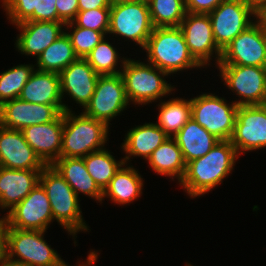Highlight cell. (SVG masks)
Instances as JSON below:
<instances>
[{
  "label": "cell",
  "instance_id": "6da1fadb",
  "mask_svg": "<svg viewBox=\"0 0 266 266\" xmlns=\"http://www.w3.org/2000/svg\"><path fill=\"white\" fill-rule=\"evenodd\" d=\"M239 155L230 140H220L205 155L186 164V171L179 185L190 198L204 195L229 176Z\"/></svg>",
  "mask_w": 266,
  "mask_h": 266
},
{
  "label": "cell",
  "instance_id": "7a4b0ae2",
  "mask_svg": "<svg viewBox=\"0 0 266 266\" xmlns=\"http://www.w3.org/2000/svg\"><path fill=\"white\" fill-rule=\"evenodd\" d=\"M143 51L147 63L168 75L202 67L190 54L180 27H154Z\"/></svg>",
  "mask_w": 266,
  "mask_h": 266
},
{
  "label": "cell",
  "instance_id": "3957f363",
  "mask_svg": "<svg viewBox=\"0 0 266 266\" xmlns=\"http://www.w3.org/2000/svg\"><path fill=\"white\" fill-rule=\"evenodd\" d=\"M39 183L47 193L53 220L72 235L74 240L77 233L89 230L82 217L80 198L52 165H46L42 169Z\"/></svg>",
  "mask_w": 266,
  "mask_h": 266
},
{
  "label": "cell",
  "instance_id": "277c9868",
  "mask_svg": "<svg viewBox=\"0 0 266 266\" xmlns=\"http://www.w3.org/2000/svg\"><path fill=\"white\" fill-rule=\"evenodd\" d=\"M109 126L85 115L64 112L62 146L60 157L82 158L89 153L104 149L110 131Z\"/></svg>",
  "mask_w": 266,
  "mask_h": 266
},
{
  "label": "cell",
  "instance_id": "5b68a950",
  "mask_svg": "<svg viewBox=\"0 0 266 266\" xmlns=\"http://www.w3.org/2000/svg\"><path fill=\"white\" fill-rule=\"evenodd\" d=\"M126 97L132 104L147 105L171 95L174 85L165 80L166 72L149 63L128 58L121 69ZM171 93V94H170Z\"/></svg>",
  "mask_w": 266,
  "mask_h": 266
},
{
  "label": "cell",
  "instance_id": "8992f818",
  "mask_svg": "<svg viewBox=\"0 0 266 266\" xmlns=\"http://www.w3.org/2000/svg\"><path fill=\"white\" fill-rule=\"evenodd\" d=\"M45 232L6 227V257L27 266H57L63 259L44 240Z\"/></svg>",
  "mask_w": 266,
  "mask_h": 266
},
{
  "label": "cell",
  "instance_id": "52a82bcc",
  "mask_svg": "<svg viewBox=\"0 0 266 266\" xmlns=\"http://www.w3.org/2000/svg\"><path fill=\"white\" fill-rule=\"evenodd\" d=\"M225 98L212 93H203L191 98V117L219 140H230L238 105L227 103Z\"/></svg>",
  "mask_w": 266,
  "mask_h": 266
},
{
  "label": "cell",
  "instance_id": "ba28073f",
  "mask_svg": "<svg viewBox=\"0 0 266 266\" xmlns=\"http://www.w3.org/2000/svg\"><path fill=\"white\" fill-rule=\"evenodd\" d=\"M208 15L216 45L222 51L256 21L259 10L249 0H225Z\"/></svg>",
  "mask_w": 266,
  "mask_h": 266
},
{
  "label": "cell",
  "instance_id": "9c48e42d",
  "mask_svg": "<svg viewBox=\"0 0 266 266\" xmlns=\"http://www.w3.org/2000/svg\"><path fill=\"white\" fill-rule=\"evenodd\" d=\"M153 29L147 2L134 1L110 7V35L131 40L143 50Z\"/></svg>",
  "mask_w": 266,
  "mask_h": 266
},
{
  "label": "cell",
  "instance_id": "30bf717a",
  "mask_svg": "<svg viewBox=\"0 0 266 266\" xmlns=\"http://www.w3.org/2000/svg\"><path fill=\"white\" fill-rule=\"evenodd\" d=\"M224 85L240 100L238 106L261 105L266 101V70L264 67L217 65Z\"/></svg>",
  "mask_w": 266,
  "mask_h": 266
},
{
  "label": "cell",
  "instance_id": "8fae6325",
  "mask_svg": "<svg viewBox=\"0 0 266 266\" xmlns=\"http://www.w3.org/2000/svg\"><path fill=\"white\" fill-rule=\"evenodd\" d=\"M266 59V27L258 17L223 50L217 65L264 67Z\"/></svg>",
  "mask_w": 266,
  "mask_h": 266
},
{
  "label": "cell",
  "instance_id": "7c38bea8",
  "mask_svg": "<svg viewBox=\"0 0 266 266\" xmlns=\"http://www.w3.org/2000/svg\"><path fill=\"white\" fill-rule=\"evenodd\" d=\"M128 105L122 75H100L90 102L82 110L85 115L109 126Z\"/></svg>",
  "mask_w": 266,
  "mask_h": 266
},
{
  "label": "cell",
  "instance_id": "4fadbf2b",
  "mask_svg": "<svg viewBox=\"0 0 266 266\" xmlns=\"http://www.w3.org/2000/svg\"><path fill=\"white\" fill-rule=\"evenodd\" d=\"M7 212L3 217L5 227L20 230L46 231L54 221L47 193L40 183Z\"/></svg>",
  "mask_w": 266,
  "mask_h": 266
},
{
  "label": "cell",
  "instance_id": "5bb4252c",
  "mask_svg": "<svg viewBox=\"0 0 266 266\" xmlns=\"http://www.w3.org/2000/svg\"><path fill=\"white\" fill-rule=\"evenodd\" d=\"M179 27L190 54L202 68L210 65L212 57L215 58L216 67L220 62L222 51L216 45L209 15L187 12Z\"/></svg>",
  "mask_w": 266,
  "mask_h": 266
},
{
  "label": "cell",
  "instance_id": "9a60e30c",
  "mask_svg": "<svg viewBox=\"0 0 266 266\" xmlns=\"http://www.w3.org/2000/svg\"><path fill=\"white\" fill-rule=\"evenodd\" d=\"M230 142L238 155L266 147V110L261 105L238 106Z\"/></svg>",
  "mask_w": 266,
  "mask_h": 266
},
{
  "label": "cell",
  "instance_id": "2e32d148",
  "mask_svg": "<svg viewBox=\"0 0 266 266\" xmlns=\"http://www.w3.org/2000/svg\"><path fill=\"white\" fill-rule=\"evenodd\" d=\"M64 112L63 105H46L22 101L19 98L4 102L0 110V125L16 130L54 121Z\"/></svg>",
  "mask_w": 266,
  "mask_h": 266
},
{
  "label": "cell",
  "instance_id": "e0dca14e",
  "mask_svg": "<svg viewBox=\"0 0 266 266\" xmlns=\"http://www.w3.org/2000/svg\"><path fill=\"white\" fill-rule=\"evenodd\" d=\"M0 166L9 169L42 170L46 165L25 141L21 130L0 125Z\"/></svg>",
  "mask_w": 266,
  "mask_h": 266
},
{
  "label": "cell",
  "instance_id": "ac0fdd59",
  "mask_svg": "<svg viewBox=\"0 0 266 266\" xmlns=\"http://www.w3.org/2000/svg\"><path fill=\"white\" fill-rule=\"evenodd\" d=\"M59 75L62 100L68 95L84 109L95 92L100 75L85 58H78Z\"/></svg>",
  "mask_w": 266,
  "mask_h": 266
},
{
  "label": "cell",
  "instance_id": "d6986e66",
  "mask_svg": "<svg viewBox=\"0 0 266 266\" xmlns=\"http://www.w3.org/2000/svg\"><path fill=\"white\" fill-rule=\"evenodd\" d=\"M15 26L20 31L14 44L18 52L36 58L65 32V24L57 21L26 20Z\"/></svg>",
  "mask_w": 266,
  "mask_h": 266
},
{
  "label": "cell",
  "instance_id": "ffe728a7",
  "mask_svg": "<svg viewBox=\"0 0 266 266\" xmlns=\"http://www.w3.org/2000/svg\"><path fill=\"white\" fill-rule=\"evenodd\" d=\"M64 112L54 121L25 127L22 131L25 141L45 165H52L60 158Z\"/></svg>",
  "mask_w": 266,
  "mask_h": 266
},
{
  "label": "cell",
  "instance_id": "44dd1931",
  "mask_svg": "<svg viewBox=\"0 0 266 266\" xmlns=\"http://www.w3.org/2000/svg\"><path fill=\"white\" fill-rule=\"evenodd\" d=\"M41 171L0 166V209L7 212L21 202L39 183Z\"/></svg>",
  "mask_w": 266,
  "mask_h": 266
},
{
  "label": "cell",
  "instance_id": "7402d4cb",
  "mask_svg": "<svg viewBox=\"0 0 266 266\" xmlns=\"http://www.w3.org/2000/svg\"><path fill=\"white\" fill-rule=\"evenodd\" d=\"M18 98L30 103L63 105L64 112L71 111L62 100L60 75L55 72L35 69Z\"/></svg>",
  "mask_w": 266,
  "mask_h": 266
},
{
  "label": "cell",
  "instance_id": "603a6c76",
  "mask_svg": "<svg viewBox=\"0 0 266 266\" xmlns=\"http://www.w3.org/2000/svg\"><path fill=\"white\" fill-rule=\"evenodd\" d=\"M167 138L168 136L164 130L153 122L144 123L129 129L121 146L126 155L122 158L124 163L127 164L131 156L143 157L147 161L152 152Z\"/></svg>",
  "mask_w": 266,
  "mask_h": 266
},
{
  "label": "cell",
  "instance_id": "cb8c5ba5",
  "mask_svg": "<svg viewBox=\"0 0 266 266\" xmlns=\"http://www.w3.org/2000/svg\"><path fill=\"white\" fill-rule=\"evenodd\" d=\"M52 166L59 172L79 197L82 193L93 200L103 203V191L87 171L83 158L60 157Z\"/></svg>",
  "mask_w": 266,
  "mask_h": 266
},
{
  "label": "cell",
  "instance_id": "d4e9b609",
  "mask_svg": "<svg viewBox=\"0 0 266 266\" xmlns=\"http://www.w3.org/2000/svg\"><path fill=\"white\" fill-rule=\"evenodd\" d=\"M173 138L182 151L186 164L205 156L220 141L192 117Z\"/></svg>",
  "mask_w": 266,
  "mask_h": 266
},
{
  "label": "cell",
  "instance_id": "484cf974",
  "mask_svg": "<svg viewBox=\"0 0 266 266\" xmlns=\"http://www.w3.org/2000/svg\"><path fill=\"white\" fill-rule=\"evenodd\" d=\"M125 166V167H124ZM144 180L132 165L123 164L103 191L105 197L119 205H127L141 196Z\"/></svg>",
  "mask_w": 266,
  "mask_h": 266
},
{
  "label": "cell",
  "instance_id": "4316f807",
  "mask_svg": "<svg viewBox=\"0 0 266 266\" xmlns=\"http://www.w3.org/2000/svg\"><path fill=\"white\" fill-rule=\"evenodd\" d=\"M152 171L159 175L174 178L178 183L183 179L186 163L176 140L168 137L147 159Z\"/></svg>",
  "mask_w": 266,
  "mask_h": 266
},
{
  "label": "cell",
  "instance_id": "83f0119b",
  "mask_svg": "<svg viewBox=\"0 0 266 266\" xmlns=\"http://www.w3.org/2000/svg\"><path fill=\"white\" fill-rule=\"evenodd\" d=\"M79 57L75 54L69 36L64 32L48 46L36 59V69L60 74Z\"/></svg>",
  "mask_w": 266,
  "mask_h": 266
},
{
  "label": "cell",
  "instance_id": "f1b7e54d",
  "mask_svg": "<svg viewBox=\"0 0 266 266\" xmlns=\"http://www.w3.org/2000/svg\"><path fill=\"white\" fill-rule=\"evenodd\" d=\"M159 114L156 124L164 130L168 137L173 138L191 118V99L172 98L160 100Z\"/></svg>",
  "mask_w": 266,
  "mask_h": 266
},
{
  "label": "cell",
  "instance_id": "f546056e",
  "mask_svg": "<svg viewBox=\"0 0 266 266\" xmlns=\"http://www.w3.org/2000/svg\"><path fill=\"white\" fill-rule=\"evenodd\" d=\"M90 176L98 187L104 191L119 168L125 164L123 159L117 161L106 148L82 157Z\"/></svg>",
  "mask_w": 266,
  "mask_h": 266
},
{
  "label": "cell",
  "instance_id": "4dcf8cb0",
  "mask_svg": "<svg viewBox=\"0 0 266 266\" xmlns=\"http://www.w3.org/2000/svg\"><path fill=\"white\" fill-rule=\"evenodd\" d=\"M119 56L117 49L104 37L85 59L99 75H117L121 74L120 69L123 68L128 59L126 57L121 59ZM118 61L121 63H118ZM118 64L121 66L119 69Z\"/></svg>",
  "mask_w": 266,
  "mask_h": 266
},
{
  "label": "cell",
  "instance_id": "1f68e13d",
  "mask_svg": "<svg viewBox=\"0 0 266 266\" xmlns=\"http://www.w3.org/2000/svg\"><path fill=\"white\" fill-rule=\"evenodd\" d=\"M154 27H179L186 15L185 0H149Z\"/></svg>",
  "mask_w": 266,
  "mask_h": 266
},
{
  "label": "cell",
  "instance_id": "d6a6232c",
  "mask_svg": "<svg viewBox=\"0 0 266 266\" xmlns=\"http://www.w3.org/2000/svg\"><path fill=\"white\" fill-rule=\"evenodd\" d=\"M35 65L19 64L0 73V105L19 97L22 88L35 70Z\"/></svg>",
  "mask_w": 266,
  "mask_h": 266
},
{
  "label": "cell",
  "instance_id": "836d02e7",
  "mask_svg": "<svg viewBox=\"0 0 266 266\" xmlns=\"http://www.w3.org/2000/svg\"><path fill=\"white\" fill-rule=\"evenodd\" d=\"M67 27V28H66ZM67 31L71 29L72 32H66L71 40L75 54L79 58H85L93 48L105 37L101 31H95L88 28H81L74 22L65 24Z\"/></svg>",
  "mask_w": 266,
  "mask_h": 266
},
{
  "label": "cell",
  "instance_id": "e575fe53",
  "mask_svg": "<svg viewBox=\"0 0 266 266\" xmlns=\"http://www.w3.org/2000/svg\"><path fill=\"white\" fill-rule=\"evenodd\" d=\"M109 20L110 8H97L78 12L73 22L81 28L101 31L106 36L109 31Z\"/></svg>",
  "mask_w": 266,
  "mask_h": 266
},
{
  "label": "cell",
  "instance_id": "d590c367",
  "mask_svg": "<svg viewBox=\"0 0 266 266\" xmlns=\"http://www.w3.org/2000/svg\"><path fill=\"white\" fill-rule=\"evenodd\" d=\"M28 21H57L56 0H32Z\"/></svg>",
  "mask_w": 266,
  "mask_h": 266
},
{
  "label": "cell",
  "instance_id": "8d00e7d4",
  "mask_svg": "<svg viewBox=\"0 0 266 266\" xmlns=\"http://www.w3.org/2000/svg\"><path fill=\"white\" fill-rule=\"evenodd\" d=\"M32 0H1L2 7L10 23L16 25L30 17V2Z\"/></svg>",
  "mask_w": 266,
  "mask_h": 266
},
{
  "label": "cell",
  "instance_id": "74e56055",
  "mask_svg": "<svg viewBox=\"0 0 266 266\" xmlns=\"http://www.w3.org/2000/svg\"><path fill=\"white\" fill-rule=\"evenodd\" d=\"M57 22H73L79 12L78 0H56Z\"/></svg>",
  "mask_w": 266,
  "mask_h": 266
},
{
  "label": "cell",
  "instance_id": "f35d334b",
  "mask_svg": "<svg viewBox=\"0 0 266 266\" xmlns=\"http://www.w3.org/2000/svg\"><path fill=\"white\" fill-rule=\"evenodd\" d=\"M225 0H185L186 12L208 14Z\"/></svg>",
  "mask_w": 266,
  "mask_h": 266
},
{
  "label": "cell",
  "instance_id": "ab89813d",
  "mask_svg": "<svg viewBox=\"0 0 266 266\" xmlns=\"http://www.w3.org/2000/svg\"><path fill=\"white\" fill-rule=\"evenodd\" d=\"M78 7L80 12L97 8H110L111 5L109 0H78Z\"/></svg>",
  "mask_w": 266,
  "mask_h": 266
},
{
  "label": "cell",
  "instance_id": "60d3db41",
  "mask_svg": "<svg viewBox=\"0 0 266 266\" xmlns=\"http://www.w3.org/2000/svg\"><path fill=\"white\" fill-rule=\"evenodd\" d=\"M6 258V227L5 221L0 218V262Z\"/></svg>",
  "mask_w": 266,
  "mask_h": 266
},
{
  "label": "cell",
  "instance_id": "b9f144b4",
  "mask_svg": "<svg viewBox=\"0 0 266 266\" xmlns=\"http://www.w3.org/2000/svg\"><path fill=\"white\" fill-rule=\"evenodd\" d=\"M98 251H92V249L90 250V253L87 256V261H85L84 263H80L76 265V266H93L94 263L97 261L98 259ZM69 263L66 264V262L64 260H62L57 266H70L68 265Z\"/></svg>",
  "mask_w": 266,
  "mask_h": 266
},
{
  "label": "cell",
  "instance_id": "7bdbcfd3",
  "mask_svg": "<svg viewBox=\"0 0 266 266\" xmlns=\"http://www.w3.org/2000/svg\"><path fill=\"white\" fill-rule=\"evenodd\" d=\"M0 266H27V265L10 260L6 257L2 262H0Z\"/></svg>",
  "mask_w": 266,
  "mask_h": 266
},
{
  "label": "cell",
  "instance_id": "ee69618b",
  "mask_svg": "<svg viewBox=\"0 0 266 266\" xmlns=\"http://www.w3.org/2000/svg\"><path fill=\"white\" fill-rule=\"evenodd\" d=\"M259 18L263 21L266 27V4L259 9Z\"/></svg>",
  "mask_w": 266,
  "mask_h": 266
},
{
  "label": "cell",
  "instance_id": "f6af8a7d",
  "mask_svg": "<svg viewBox=\"0 0 266 266\" xmlns=\"http://www.w3.org/2000/svg\"><path fill=\"white\" fill-rule=\"evenodd\" d=\"M258 10L266 4V0H249Z\"/></svg>",
  "mask_w": 266,
  "mask_h": 266
},
{
  "label": "cell",
  "instance_id": "bcb514c9",
  "mask_svg": "<svg viewBox=\"0 0 266 266\" xmlns=\"http://www.w3.org/2000/svg\"><path fill=\"white\" fill-rule=\"evenodd\" d=\"M134 1H136V0H109L111 6H114V5H117V4L134 2Z\"/></svg>",
  "mask_w": 266,
  "mask_h": 266
},
{
  "label": "cell",
  "instance_id": "7dc6e473",
  "mask_svg": "<svg viewBox=\"0 0 266 266\" xmlns=\"http://www.w3.org/2000/svg\"><path fill=\"white\" fill-rule=\"evenodd\" d=\"M261 106L266 110V101Z\"/></svg>",
  "mask_w": 266,
  "mask_h": 266
},
{
  "label": "cell",
  "instance_id": "c3c4849f",
  "mask_svg": "<svg viewBox=\"0 0 266 266\" xmlns=\"http://www.w3.org/2000/svg\"><path fill=\"white\" fill-rule=\"evenodd\" d=\"M136 1H143V2H149V0H136Z\"/></svg>",
  "mask_w": 266,
  "mask_h": 266
},
{
  "label": "cell",
  "instance_id": "681fc988",
  "mask_svg": "<svg viewBox=\"0 0 266 266\" xmlns=\"http://www.w3.org/2000/svg\"><path fill=\"white\" fill-rule=\"evenodd\" d=\"M264 68H265V70H266V59H265V63H264Z\"/></svg>",
  "mask_w": 266,
  "mask_h": 266
}]
</instances>
